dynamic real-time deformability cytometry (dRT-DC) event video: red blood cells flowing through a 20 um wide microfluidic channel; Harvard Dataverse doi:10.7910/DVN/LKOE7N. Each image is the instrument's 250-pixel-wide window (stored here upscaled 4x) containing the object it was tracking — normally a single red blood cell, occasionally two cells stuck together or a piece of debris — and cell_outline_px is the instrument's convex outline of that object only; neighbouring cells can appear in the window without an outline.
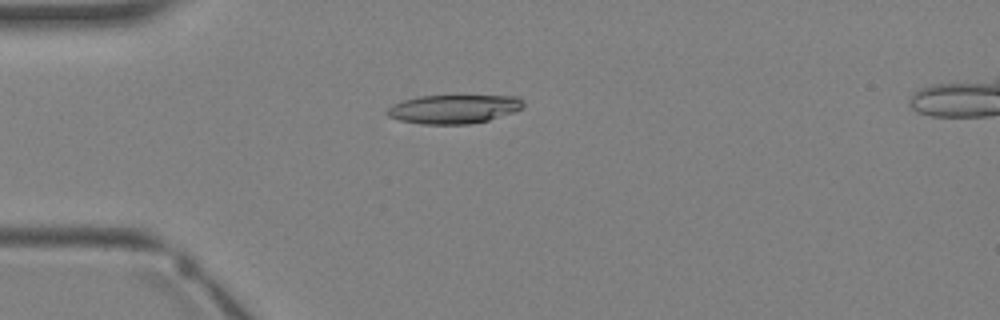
{"species": "Egyptian fruit bat (a non-hibernating species)", "species_latin": "Rousettus aegyptiacus", "temperature_condition": "warm", "stored_images_in_passage": 3, "camera_frame_rate_fps": 3000, "um_per_image_px": 0.085, "animal": {"sex": "female"}, "frame": {"image": 1, "passage_image": 3, "time_ms": 2.0, "image_size_px": [1000, 320], "cell_outline_px": [[524, 108], [488, 120], [468, 124], [420, 124], [400, 120], [388, 116], [384, 112], [392, 104], [404, 100], [420, 96], [516, 96], [524, 100]], "centroid_in_image_um": [38.55, 9.27], "position_along_channel_um": 46.4, "area_um2": 22.77}}